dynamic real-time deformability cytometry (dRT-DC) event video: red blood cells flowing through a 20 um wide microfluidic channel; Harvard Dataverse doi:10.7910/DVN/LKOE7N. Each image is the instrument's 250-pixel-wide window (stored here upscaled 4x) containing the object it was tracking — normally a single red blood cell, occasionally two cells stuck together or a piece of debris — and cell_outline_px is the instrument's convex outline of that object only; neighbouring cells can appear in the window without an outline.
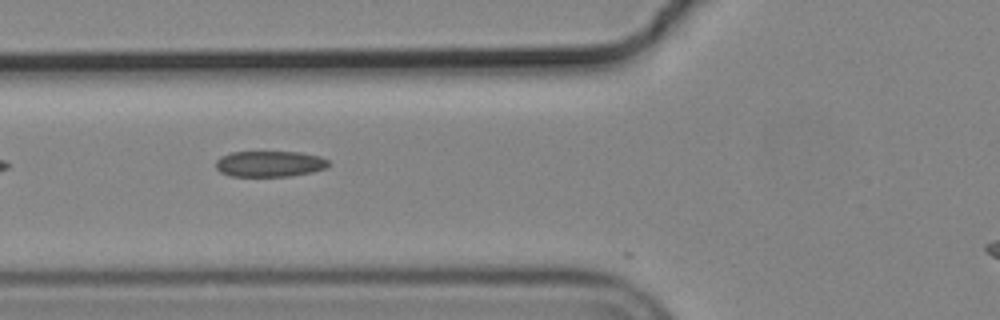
{"species": "common noctule bat (a hibernating species)", "species_latin": "Nyctalus noctula", "temperature_condition": "cold", "stored_images_in_passage": 11, "camera_frame_rate_fps": 3000, "um_per_image_px": 0.085, "animal": {"sex": "male", "body_mass_g": 19.2, "forearm_length_mm": 51.8}, "frame": {"image": 1, "passage_image": 6, "time_ms": 1.667, "image_size_px": [1000, 320], "cell_outline_px": [[332, 164], [324, 168], [312, 172], [292, 176], [232, 176], [220, 172], [216, 168], [216, 160], [220, 156], [232, 152], [300, 152], [320, 156], [328, 160]], "centroid_in_image_um": [22.93, 13.92], "position_along_channel_um": 102.9, "area_um2": 17.11}}